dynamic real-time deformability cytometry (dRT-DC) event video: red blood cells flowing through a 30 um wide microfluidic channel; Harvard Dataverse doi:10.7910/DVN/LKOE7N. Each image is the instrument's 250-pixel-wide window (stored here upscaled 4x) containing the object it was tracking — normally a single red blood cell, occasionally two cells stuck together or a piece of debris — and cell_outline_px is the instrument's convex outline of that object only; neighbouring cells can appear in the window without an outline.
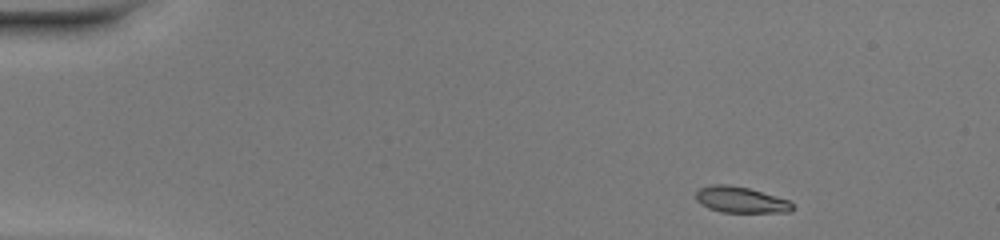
{"species": "common noctule bat (a hibernating species)", "species_latin": "Nyctalus noctula", "temperature_condition": "warm", "stored_images_in_passage": 44, "camera_frame_rate_fps": 3000, "um_per_image_px": 0.085, "animal": {"sex": "female", "body_mass_g": 20.0, "forearm_length_mm": 54.0}, "frame": {"image": 1, "passage_image": 1, "time_ms": 0.0, "image_size_px": [1000, 240], "cell_outline_px": [[796, 208], [792, 212], [720, 212], [708, 208], [700, 204], [696, 200], [696, 192], [700, 188], [712, 184], [728, 184], [748, 188], [776, 196], [788, 200]], "centroid_in_image_um": [62.96, 16.99], "position_along_channel_um": 22.0, "area_um2": 14.74}}
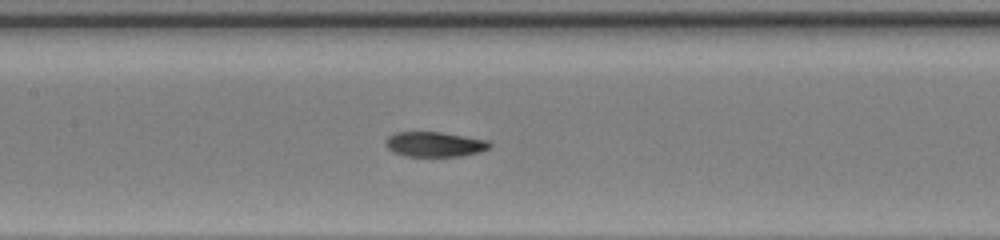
{"frame": {"image": 2, "passage_image": 19, "time_ms": 6.0, "image_size_px": [1000, 240], "cell_outline_px": [[492, 144], [488, 148], [480, 152], [464, 156], [404, 156], [392, 152], [384, 144], [384, 140], [388, 136], [396, 132], [440, 132], [488, 140]], "centroid_in_image_um": [36.91, 12.27], "position_along_channel_um": 170.5, "area_um2": 15.26}}
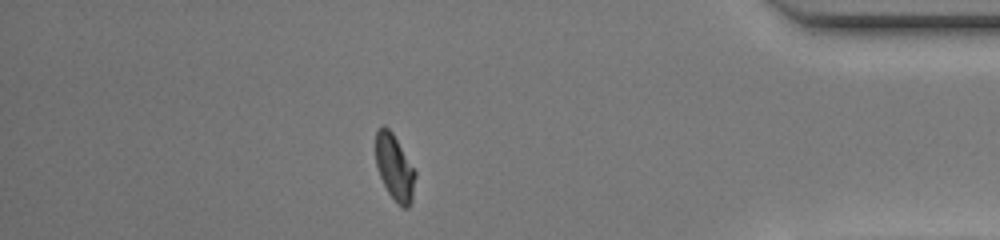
{"frame": {"image": 3, "passage_image": 38, "time_ms": 12.333, "image_size_px": [1000, 240], "cell_outline_px": [[416, 176], [412, 200], [408, 208], [400, 208], [396, 204], [388, 192], [380, 176], [376, 164], [376, 128], [384, 124], [392, 132], [416, 172]], "centroid_in_image_um": [33.54, 14.26], "position_along_channel_um": 401.7, "area_um2": 15.26}, "authors_computed_cell_mechanics": {"area_um2": 15.4326, "velocity_mm_per_s": 4.1965, "shape_relaxation_time_tau1_ms": 4.9771, "shape_relaxation_time_tau2_ms": 4.7683, "deformation_change_tau1": 0.2015, "deformation_change_tau2": 0.0744}}